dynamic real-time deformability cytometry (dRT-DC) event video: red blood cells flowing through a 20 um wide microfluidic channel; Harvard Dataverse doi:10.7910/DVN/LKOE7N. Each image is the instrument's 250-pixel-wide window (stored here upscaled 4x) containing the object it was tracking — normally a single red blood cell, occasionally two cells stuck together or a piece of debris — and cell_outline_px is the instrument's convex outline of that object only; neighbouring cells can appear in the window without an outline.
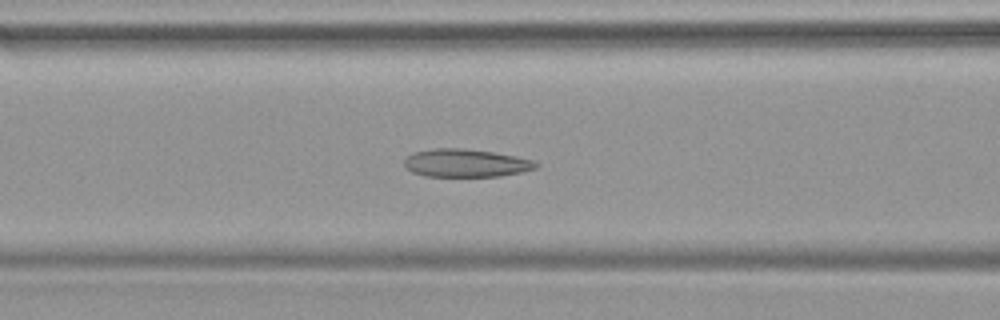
{"species": "common noctule bat (a hibernating species)", "species_latin": "Nyctalus noctula", "temperature_condition": "warm", "stored_images_in_passage": 35, "camera_frame_rate_fps": 3000, "um_per_image_px": 0.085, "animal": {"sex": "female", "body_mass_g": 19.9}, "frame": {"image": 1, "passage_image": 13, "time_ms": 4.0, "image_size_px": [1000, 320], "cell_outline_px": [[540, 164], [536, 168], [520, 172], [500, 176], [424, 176], [412, 172], [404, 164], [404, 160], [412, 152], [432, 148], [464, 148], [492, 152], [516, 156], [532, 160]], "centroid_in_image_um": [39.58, 13.85], "position_along_channel_um": 127.0, "area_um2": 21.44}}
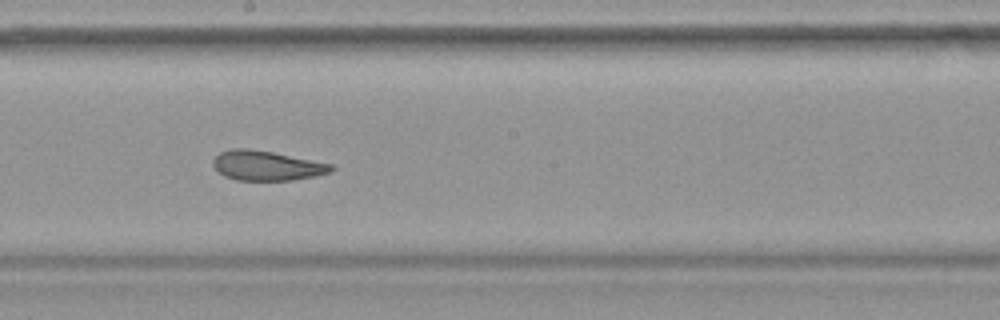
{"frame": {"image": 2, "passage_image": 20, "time_ms": 6.333, "image_size_px": [1000, 320], "cell_outline_px": [[336, 168], [332, 172], [316, 176], [292, 180], [236, 180], [224, 176], [212, 164], [212, 160], [220, 152], [232, 148], [248, 148], [272, 152], [332, 164]], "centroid_in_image_um": [22.68, 14.08], "position_along_channel_um": 225.5, "area_um2": 20.46}}
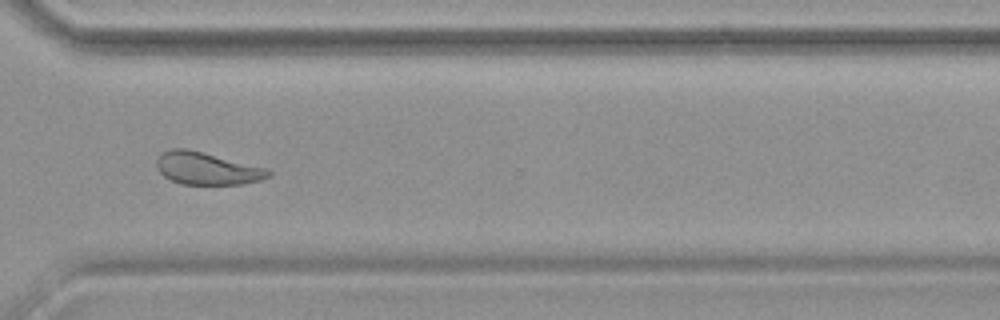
{"frame": {"image": 3, "passage_image": 29, "time_ms": 9.333, "image_size_px": [1000, 320], "cell_outline_px": [[272, 176], [260, 180], [244, 184], [180, 184], [164, 176], [156, 168], [156, 160], [164, 152], [172, 148], [188, 148], [268, 168], [272, 172]], "centroid_in_image_um": [17.63, 14.32], "position_along_channel_um": 353.0, "area_um2": 21.27}}